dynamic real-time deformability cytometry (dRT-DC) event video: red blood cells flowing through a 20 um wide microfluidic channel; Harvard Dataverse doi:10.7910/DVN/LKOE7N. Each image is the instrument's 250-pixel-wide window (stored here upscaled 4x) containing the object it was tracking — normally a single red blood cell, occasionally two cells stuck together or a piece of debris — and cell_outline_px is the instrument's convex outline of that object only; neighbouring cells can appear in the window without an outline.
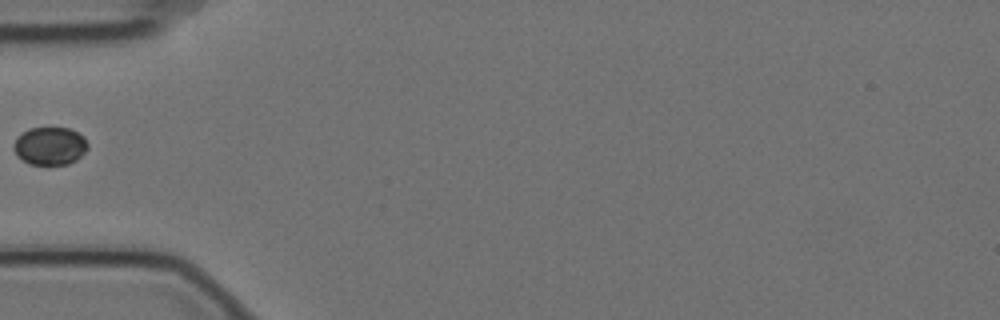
{"species": "Egyptian fruit bat (a non-hibernating species)", "species_latin": "Rousettus aegyptiacus", "temperature_condition": "cold", "stored_images_in_passage": 6, "camera_frame_rate_fps": 3000, "um_per_image_px": 0.085, "animal": {"sex": "female"}, "frame": {"image": 1, "passage_image": 5, "time_ms": 1.333, "image_size_px": [1000, 320], "cell_outline_px": [[88, 148], [76, 160], [68, 164], [28, 164], [16, 156], [12, 148], [12, 144], [16, 136], [28, 128], [68, 128], [84, 136], [88, 144]], "centroid_in_image_um": [4.19, 12.4], "position_along_channel_um": 80.8, "area_um2": 16.59}}
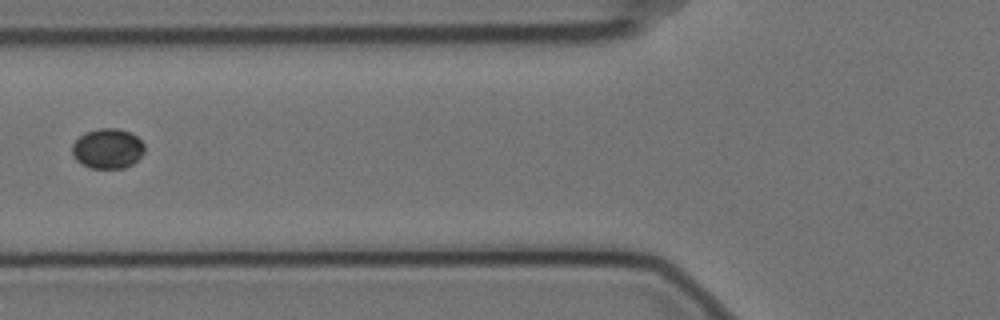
{"frame": {"image": 2, "passage_image": 6, "time_ms": 1.667, "image_size_px": [1000, 320], "cell_outline_px": [[144, 152], [132, 164], [124, 168], [92, 168], [76, 160], [72, 156], [72, 144], [84, 132], [100, 128], [116, 128], [128, 132], [136, 136], [144, 144]], "centroid_in_image_um": [9.13, 12.62], "position_along_channel_um": 116.7, "area_um2": 16.76}}